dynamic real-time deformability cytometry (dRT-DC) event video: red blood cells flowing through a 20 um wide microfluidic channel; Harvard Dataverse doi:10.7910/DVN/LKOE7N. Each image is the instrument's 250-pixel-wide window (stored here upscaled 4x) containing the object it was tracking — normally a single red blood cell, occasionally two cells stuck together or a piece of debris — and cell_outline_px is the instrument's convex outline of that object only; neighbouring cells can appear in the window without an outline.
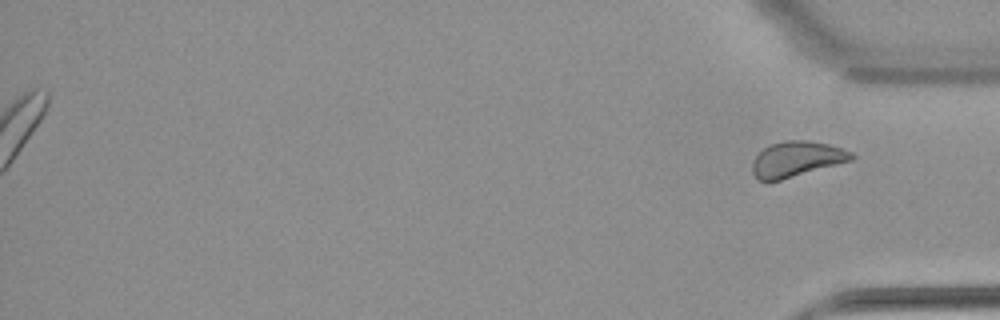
{"species": "common noctule bat (a hibernating species)", "species_latin": "Nyctalus noctula", "temperature_condition": "warm", "stored_images_in_passage": 42, "segment_of_instrument_passage": [2, 2], "camera_frame_rate_fps": 3000, "um_per_image_px": 0.085, "animal": {"sex": "female", "body_mass_g": 22.7, "forearm_length_mm": 54.2}, "frame": {"image": 1, "passage_image": 42, "time_ms": 13.667, "image_size_px": [1000, 320], "cell_outline_px": [[856, 156], [852, 160], [768, 184], [756, 180], [752, 172], [752, 164], [756, 156], [768, 144], [784, 140], [808, 140], [828, 144], [852, 152]], "centroid_in_image_um": [67.65, 13.55], "position_along_channel_um": 367.5, "area_um2": 20.87}}